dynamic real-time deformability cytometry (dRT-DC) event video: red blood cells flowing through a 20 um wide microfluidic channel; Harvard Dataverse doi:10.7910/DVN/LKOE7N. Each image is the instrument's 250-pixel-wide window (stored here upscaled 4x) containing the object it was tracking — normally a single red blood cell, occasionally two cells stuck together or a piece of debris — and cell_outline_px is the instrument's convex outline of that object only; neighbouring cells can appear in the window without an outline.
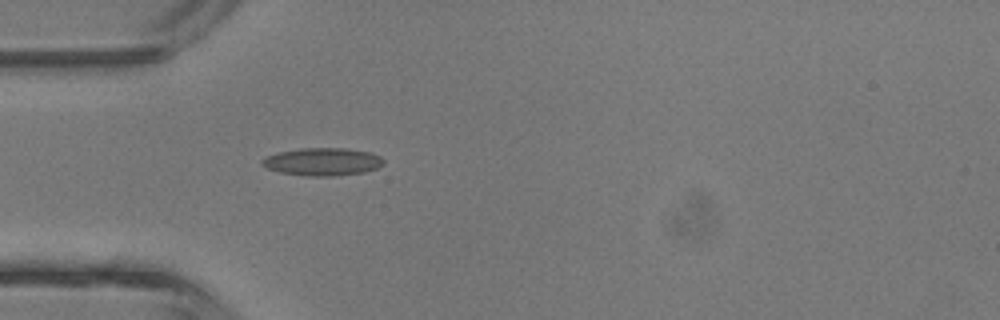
{"species": "common noctule bat (a hibernating species)", "species_latin": "Nyctalus noctula", "temperature_condition": "room temperature", "stored_images_in_passage": 44, "camera_frame_rate_fps": 3000, "um_per_image_px": 0.085, "animal": {"sex": "male", "body_mass_g": 13.3}, "frame": {"image": 1, "passage_image": 14, "time_ms": 4.333, "image_size_px": [1000, 320], "cell_outline_px": [[384, 164], [376, 168], [364, 172], [332, 176], [304, 176], [280, 172], [268, 168], [260, 164], [260, 160], [264, 156], [276, 152], [300, 148], [344, 148], [372, 152], [380, 156], [384, 160]], "centroid_in_image_um": [27.38, 13.74], "position_along_channel_um": 57.6, "area_um2": 19.88}}
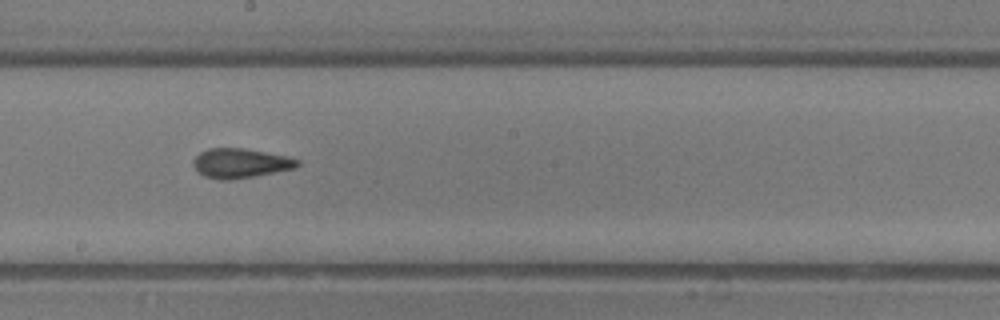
{"frame": {"image": 2, "passage_image": 25, "time_ms": 8.0, "image_size_px": [1000, 320], "cell_outline_px": [[300, 164], [296, 168], [256, 176], [232, 180], [220, 180], [204, 176], [196, 172], [192, 164], [192, 160], [200, 152], [208, 148], [244, 148], [288, 156], [300, 160]], "centroid_in_image_um": [20.42, 13.88], "position_along_channel_um": 227.8, "area_um2": 18.26}}
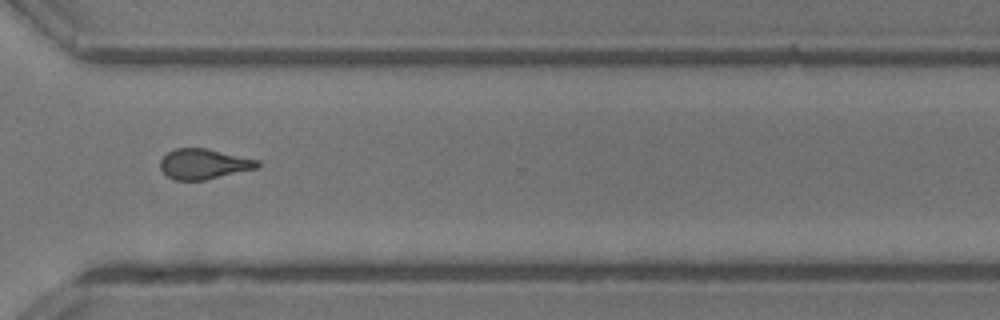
{"frame": {"image": 3, "passage_image": 33, "time_ms": 10.667, "image_size_px": [1000, 320], "cell_outline_px": [[260, 164], [256, 168], [204, 180], [176, 180], [168, 176], [160, 168], [160, 160], [168, 152], [176, 148], [204, 148], [260, 160]], "centroid_in_image_um": [17.31, 13.93], "position_along_channel_um": 353.3, "area_um2": 16.88}, "authors_computed_cell_mechanics": {"area_um2": 17.34, "velocity_mm_per_s": 4.7195, "shape_relaxation_time_tau1_ms": 5.195, "shape_relaxation_time_tau2_ms": 1.7956, "deformation_change_tau1": 0.155, "deformation_change_tau2": 0.088}}